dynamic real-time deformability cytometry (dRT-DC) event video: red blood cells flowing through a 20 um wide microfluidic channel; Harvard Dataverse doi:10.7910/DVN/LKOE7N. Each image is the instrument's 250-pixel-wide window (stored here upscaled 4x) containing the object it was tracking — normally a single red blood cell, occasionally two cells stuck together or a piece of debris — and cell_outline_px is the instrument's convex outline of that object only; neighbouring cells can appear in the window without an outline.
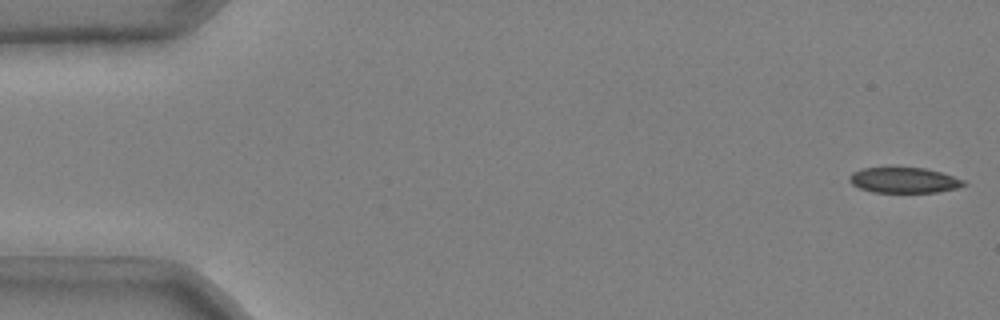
{"species": "common noctule bat (a hibernating species)", "species_latin": "Nyctalus noctula", "temperature_condition": "cold", "stored_images_in_passage": 51, "camera_frame_rate_fps": 3000, "um_per_image_px": 0.085, "animal": {"sex": "male", "body_mass_g": 20.4}, "frame": {"image": 1, "passage_image": 1, "time_ms": 0.0, "image_size_px": [1000, 320], "cell_outline_px": [[968, 184], [956, 188], [936, 192], [872, 192], [860, 188], [852, 184], [848, 180], [848, 176], [852, 172], [860, 168], [888, 164], [924, 168], [940, 172], [964, 180]], "centroid_in_image_um": [76.75, 15.26], "position_along_channel_um": 8.3, "area_um2": 17.8}}
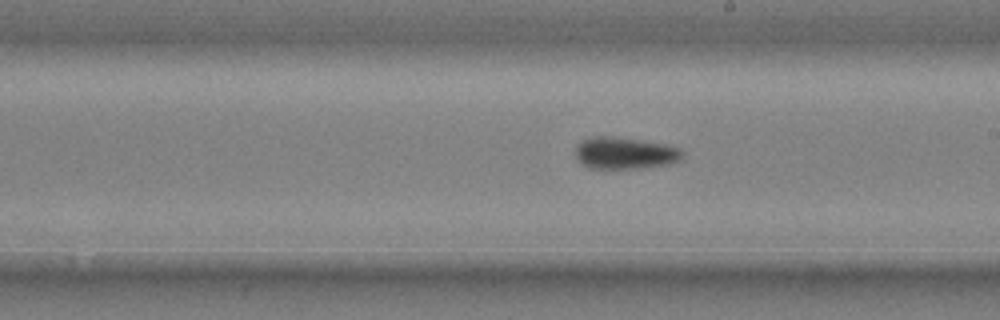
{"frame": {"image": 2, "passage_image": 30, "time_ms": 9.667, "image_size_px": [1000, 320], "cell_outline_px": [[684, 156], [680, 160], [672, 164], [644, 168], [588, 168], [580, 164], [576, 156], [576, 144], [580, 140], [592, 136], [612, 136], [640, 140], [664, 144], [680, 148], [684, 152]], "centroid_in_image_um": [53.11, 13.01], "position_along_channel_um": 235.9, "area_um2": 20.23}}
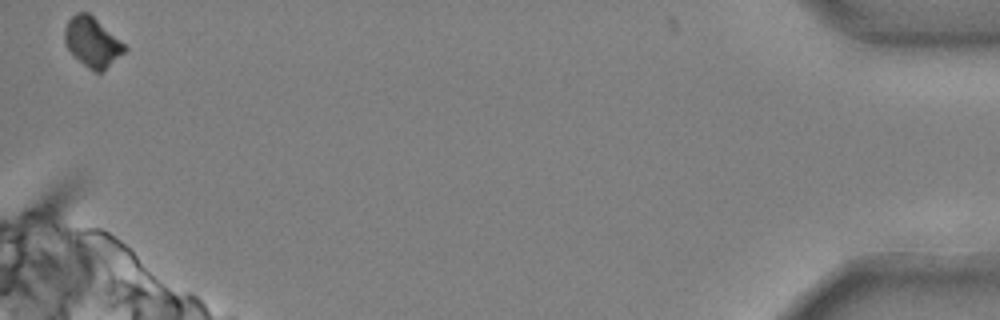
{"frame": {"image": 3, "passage_image": 51, "time_ms": 16.667, "image_size_px": [1000, 320], "cell_outline_px": [[128, 48], [104, 72], [96, 72], [88, 68], [72, 56], [64, 44], [64, 28], [68, 20], [76, 12], [88, 12], [124, 44]], "centroid_in_image_um": [7.8, 3.6], "position_along_channel_um": 427.4, "area_um2": 17.4}}